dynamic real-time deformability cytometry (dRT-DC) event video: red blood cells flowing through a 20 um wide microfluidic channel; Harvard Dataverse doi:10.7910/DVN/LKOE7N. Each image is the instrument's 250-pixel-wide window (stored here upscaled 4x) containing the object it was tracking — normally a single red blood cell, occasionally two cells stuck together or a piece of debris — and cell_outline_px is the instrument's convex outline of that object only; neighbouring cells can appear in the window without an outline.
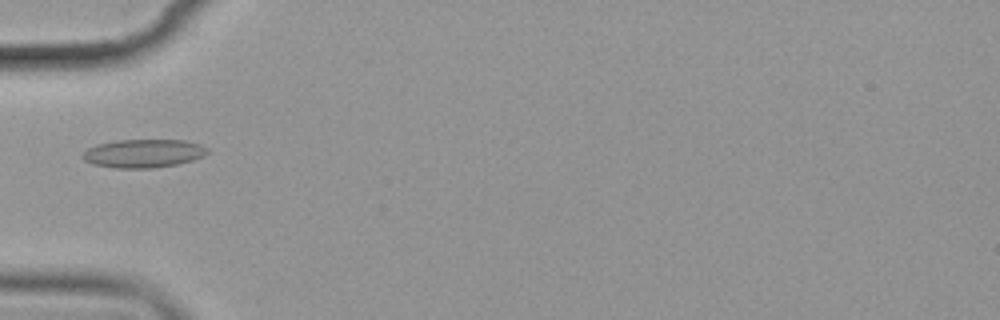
{"species": "common noctule bat (a hibernating species)", "species_latin": "Nyctalus noctula", "temperature_condition": "cold", "stored_images_in_passage": 5, "camera_frame_rate_fps": 3000, "um_per_image_px": 0.085, "animal": {"sex": "female", "body_mass_g": 19.9}, "frame": {"image": 1, "passage_image": 5, "time_ms": 5.333, "image_size_px": [1000, 320], "cell_outline_px": [[208, 152], [192, 160], [176, 164], [152, 168], [116, 168], [92, 164], [84, 160], [80, 156], [88, 148], [96, 144], [116, 140], [184, 140], [200, 144], [208, 148]], "centroid_in_image_um": [12.14, 13.03], "position_along_channel_um": 72.9, "area_um2": 20.58}}